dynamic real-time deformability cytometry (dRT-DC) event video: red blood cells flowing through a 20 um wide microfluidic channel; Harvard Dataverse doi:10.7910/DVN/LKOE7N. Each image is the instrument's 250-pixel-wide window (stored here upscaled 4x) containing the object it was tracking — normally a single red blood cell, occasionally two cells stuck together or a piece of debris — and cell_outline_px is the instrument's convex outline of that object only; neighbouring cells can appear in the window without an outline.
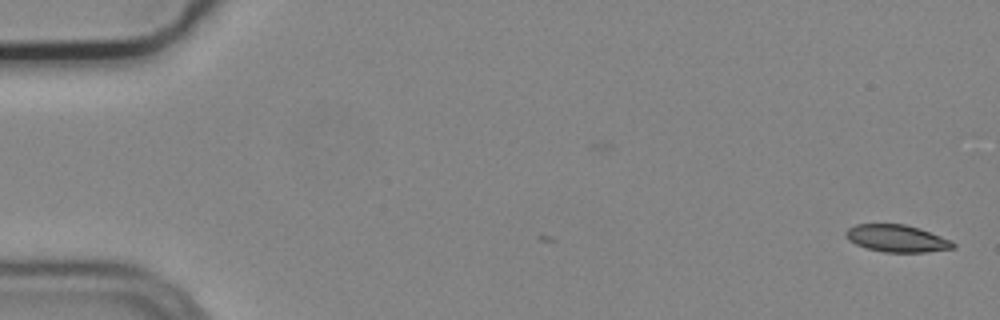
{"species": "common noctule bat (a hibernating species)", "species_latin": "Nyctalus noctula", "temperature_condition": "cold", "stored_images_in_passage": 2, "camera_frame_rate_fps": 3000, "um_per_image_px": 0.085, "animal": {"sex": "male", "body_mass_g": 19.2, "forearm_length_mm": 51.8}, "frame": {"image": 1, "passage_image": 2, "time_ms": 0.333, "image_size_px": [1000, 320], "cell_outline_px": [[956, 248], [924, 252], [884, 252], [868, 248], [856, 244], [848, 240], [844, 236], [844, 232], [848, 228], [856, 224], [904, 224], [920, 228], [952, 240], [956, 244]], "centroid_in_image_um": [76.24, 20.26], "position_along_channel_um": 8.8, "area_um2": 17.11}}